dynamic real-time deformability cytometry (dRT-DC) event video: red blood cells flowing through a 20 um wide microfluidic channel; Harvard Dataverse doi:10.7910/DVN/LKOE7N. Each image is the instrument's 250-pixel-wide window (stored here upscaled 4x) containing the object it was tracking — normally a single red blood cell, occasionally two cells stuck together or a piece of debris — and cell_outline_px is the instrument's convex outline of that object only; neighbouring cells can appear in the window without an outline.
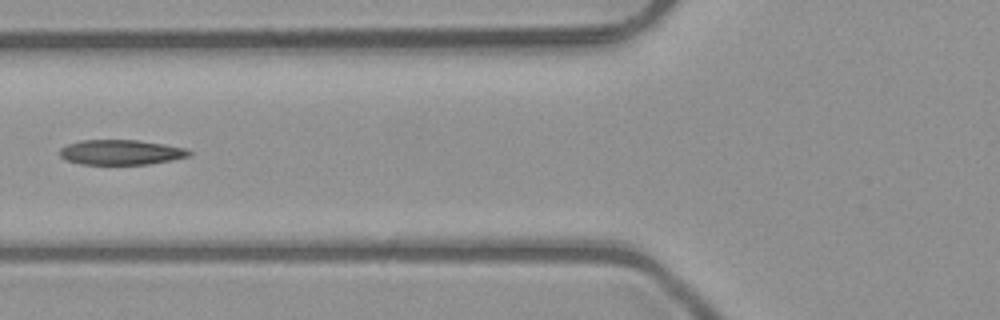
{"species": "common noctule bat (a hibernating species)", "species_latin": "Nyctalus noctula", "temperature_condition": "room temperature", "stored_images_in_passage": 2, "camera_frame_rate_fps": 3000, "um_per_image_px": 0.085, "animal": {"sex": "male", "body_mass_g": 23.1, "forearm_length_mm": 52.7}, "frame": {"image": 1, "passage_image": 2, "time_ms": 0.333, "image_size_px": [1000, 320], "cell_outline_px": [[192, 156], [172, 160], [148, 164], [80, 164], [64, 160], [60, 156], [60, 148], [68, 144], [80, 140], [136, 140], [164, 144], [188, 148], [192, 152]], "centroid_in_image_um": [10.3, 12.94], "position_along_channel_um": 115.5, "area_um2": 19.02}}